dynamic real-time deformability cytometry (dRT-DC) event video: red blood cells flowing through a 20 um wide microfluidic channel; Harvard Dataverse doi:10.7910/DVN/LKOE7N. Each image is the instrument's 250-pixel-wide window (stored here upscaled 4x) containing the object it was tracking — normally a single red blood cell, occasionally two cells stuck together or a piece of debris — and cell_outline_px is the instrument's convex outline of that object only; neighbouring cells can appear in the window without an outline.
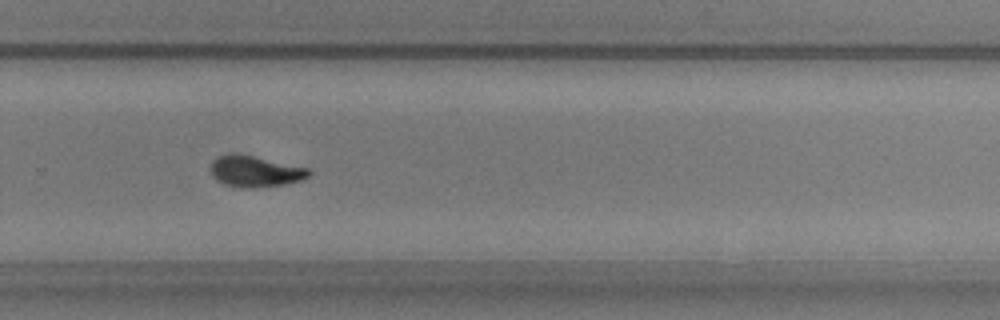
{"species": "common noctule bat (a hibernating species)", "species_latin": "Nyctalus noctula", "temperature_condition": "warm", "stored_images_in_passage": 47, "camera_frame_rate_fps": 3000, "um_per_image_px": 0.085, "animal": {"sex": "male", "body_mass_g": 20.5, "forearm_length_mm": 52.5}, "frame": {"image": 1, "passage_image": 28, "time_ms": 9.0, "image_size_px": [1000, 320], "cell_outline_px": [[312, 172], [308, 176], [300, 180], [284, 184], [256, 188], [244, 188], [224, 184], [216, 180], [212, 176], [212, 160], [228, 152], [236, 152], [308, 168]], "centroid_in_image_um": [21.66, 14.55], "position_along_channel_um": 308.1, "area_um2": 17.86}}
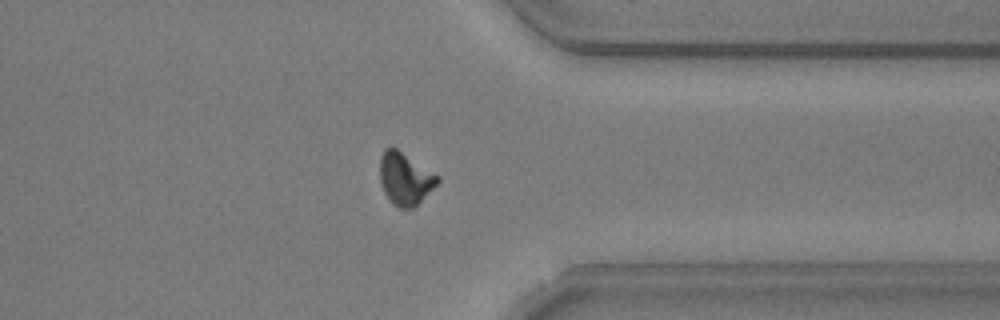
{"frame": {"image": 2, "passage_image": 34, "time_ms": 11.0, "image_size_px": [1000, 320], "cell_outline_px": [[440, 180], [412, 208], [400, 208], [392, 204], [384, 192], [380, 180], [380, 156], [384, 148], [396, 148], [440, 176]], "centroid_in_image_um": [34.4, 15.17], "position_along_channel_um": 377.0, "area_um2": 17.28}}
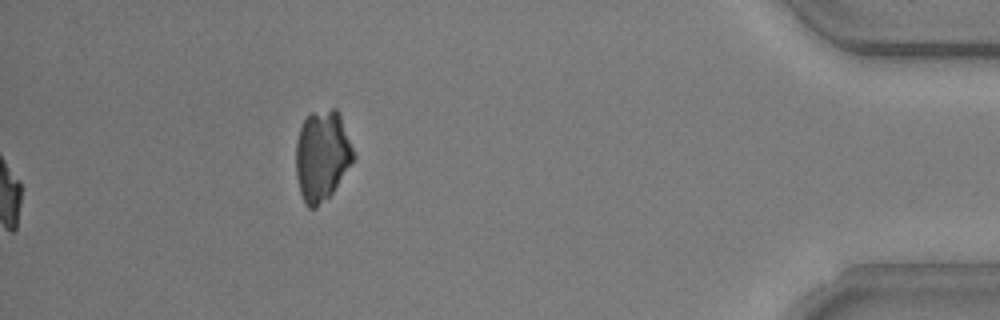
{"frame": {"image": 3, "passage_image": 47, "time_ms": 15.333, "image_size_px": [1000, 320], "cell_outline_px": [[356, 156], [332, 192], [316, 208], [308, 208], [300, 192], [296, 176], [296, 140], [300, 128], [308, 112], [332, 108], [336, 108], [340, 112]], "centroid_in_image_um": [27.37, 13.17], "position_along_channel_um": 407.8, "area_um2": 30.52}, "authors_computed_cell_mechanics": {"area_um2": 17.6868, "velocity_mm_per_s": 3.7325, "shape_relaxation_time_tau1_ms": 3.5057, "shape_relaxation_time_tau2_ms": 2.124, "deformation_change_tau1": 0.1622, "deformation_change_tau2": 0.0652}}